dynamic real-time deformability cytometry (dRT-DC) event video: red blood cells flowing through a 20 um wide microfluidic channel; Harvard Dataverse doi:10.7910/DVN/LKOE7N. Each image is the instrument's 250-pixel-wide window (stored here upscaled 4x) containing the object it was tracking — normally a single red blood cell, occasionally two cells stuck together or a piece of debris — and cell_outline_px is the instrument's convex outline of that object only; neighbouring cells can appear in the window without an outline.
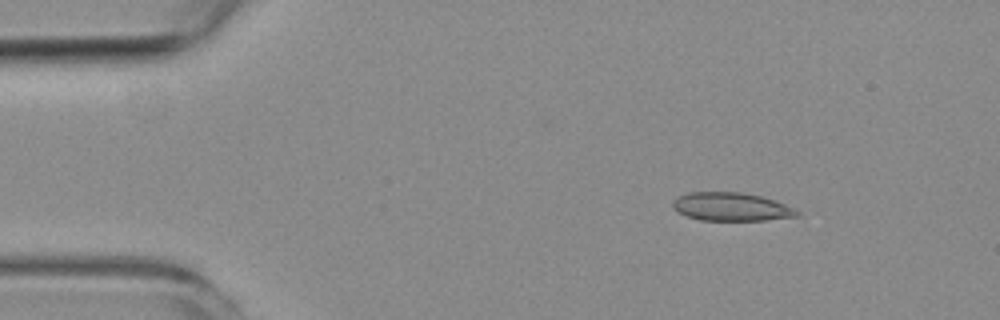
{"species": "common noctule bat (a hibernating species)", "species_latin": "Nyctalus noctula", "temperature_condition": "room temperature", "stored_images_in_passage": 4, "camera_frame_rate_fps": 3000, "um_per_image_px": 0.085, "animal": {"sex": "female", "body_mass_g": 19.3, "forearm_length_mm": 54.1}, "frame": {"image": 1, "passage_image": 1, "time_ms": 0.0, "image_size_px": [1000, 320], "cell_outline_px": [[800, 216], [768, 220], [700, 220], [688, 216], [672, 208], [672, 200], [688, 192], [740, 192], [760, 196], [784, 204], [800, 212]], "centroid_in_image_um": [62.14, 17.58], "position_along_channel_um": 22.9, "area_um2": 20.35}}